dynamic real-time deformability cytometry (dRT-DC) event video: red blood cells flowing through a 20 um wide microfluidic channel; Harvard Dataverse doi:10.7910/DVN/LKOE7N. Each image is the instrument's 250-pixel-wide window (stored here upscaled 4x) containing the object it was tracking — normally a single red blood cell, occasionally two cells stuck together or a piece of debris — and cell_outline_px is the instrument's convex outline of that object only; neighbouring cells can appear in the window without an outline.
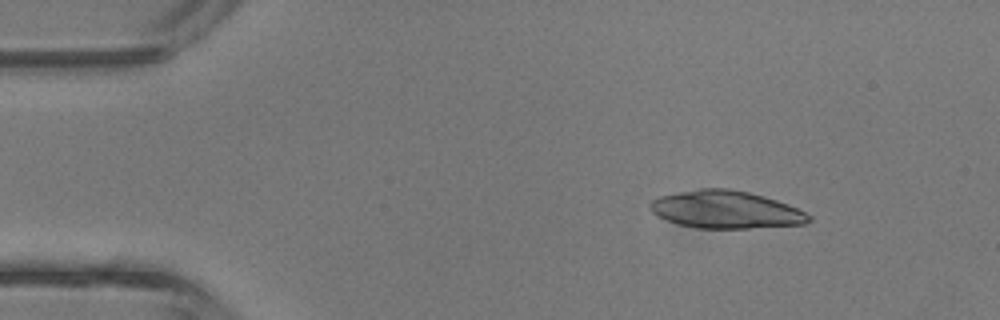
{"species": "common noctule bat (a hibernating species)", "species_latin": "Nyctalus noctula", "temperature_condition": "room temperature", "stored_images_in_passage": 17, "camera_frame_rate_fps": 3000, "um_per_image_px": 0.085, "animal": {"sex": "male", "body_mass_g": 13.3}, "frame": {"image": 1, "passage_image": 5, "time_ms": 1.333, "image_size_px": [1000, 320], "cell_outline_px": [[812, 220], [804, 224], [748, 228], [696, 228], [680, 224], [668, 220], [652, 212], [648, 208], [648, 204], [652, 200], [660, 196], [700, 188], [732, 188], [764, 196], [788, 204], [812, 216]], "centroid_in_image_um": [61.7, 17.81], "position_along_channel_um": 23.3, "area_um2": 34.62}}